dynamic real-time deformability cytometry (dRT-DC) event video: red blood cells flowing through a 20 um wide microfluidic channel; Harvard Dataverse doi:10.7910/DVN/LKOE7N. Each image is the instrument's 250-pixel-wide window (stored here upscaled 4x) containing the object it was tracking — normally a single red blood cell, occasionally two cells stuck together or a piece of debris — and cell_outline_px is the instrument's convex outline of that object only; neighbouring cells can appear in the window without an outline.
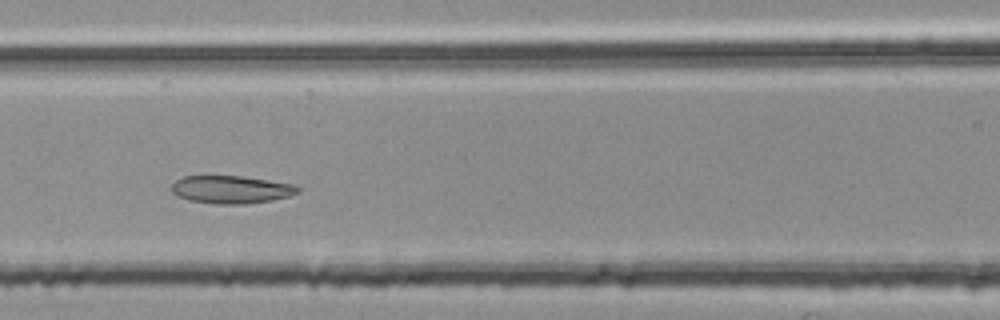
{"species": "common noctule bat (a hibernating species)", "species_latin": "Nyctalus noctula", "temperature_condition": "room temperature", "stored_images_in_passage": 33, "camera_frame_rate_fps": 3000, "um_per_image_px": 0.085, "animal": {"sex": "female", "body_mass_g": 25.1}, "frame": {"image": 1, "passage_image": 7, "time_ms": 2.0, "image_size_px": [1000, 320], "cell_outline_px": [[300, 192], [288, 196], [272, 200], [248, 204], [216, 204], [188, 200], [176, 196], [172, 192], [172, 184], [176, 180], [184, 176], [240, 176], [268, 180], [292, 184], [300, 188]], "centroid_in_image_um": [19.63, 16.12], "position_along_channel_um": 147.0, "area_um2": 20.46}}
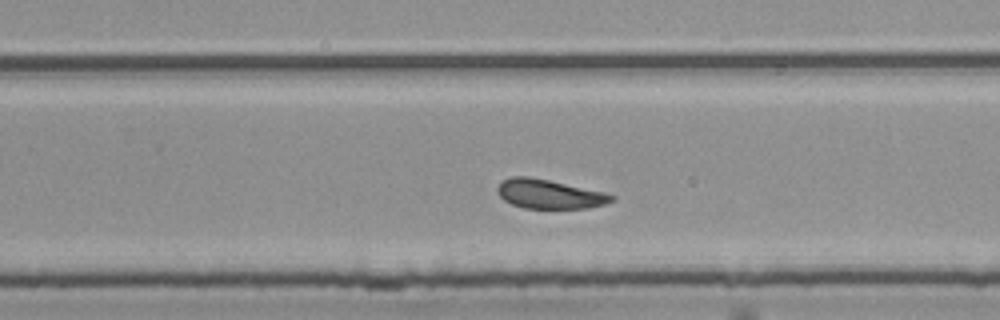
{"frame": {"image": 2, "passage_image": 18, "time_ms": 5.667, "image_size_px": [1000, 320], "cell_outline_px": [[616, 200], [604, 204], [588, 208], [524, 208], [512, 204], [504, 200], [500, 196], [496, 188], [504, 180], [512, 176], [528, 176], [548, 180], [604, 192], [616, 196]], "centroid_in_image_um": [46.71, 16.5], "position_along_channel_um": 283.1, "area_um2": 19.25}}
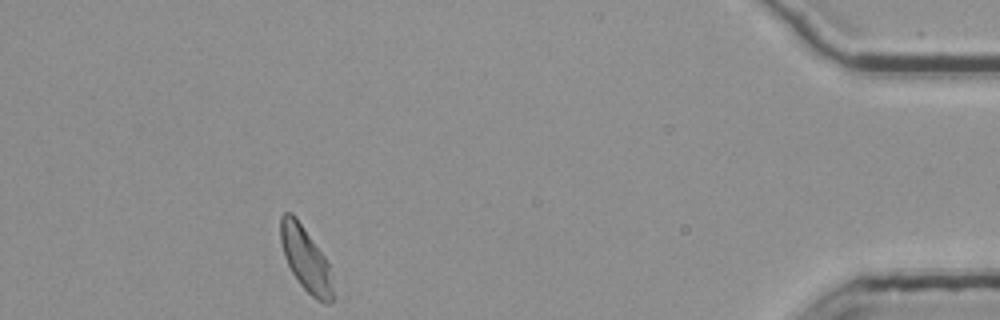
{"frame": {"image": 3, "passage_image": 33, "time_ms": 10.667, "image_size_px": [1000, 320], "cell_outline_px": [[332, 304], [324, 304], [316, 300], [300, 284], [292, 272], [284, 256], [280, 240], [280, 216], [284, 212], [292, 212], [296, 216], [324, 256], [328, 264], [332, 276]], "centroid_in_image_um": [25.97, 22.01], "position_along_channel_um": 409.2, "area_um2": 19.59}}